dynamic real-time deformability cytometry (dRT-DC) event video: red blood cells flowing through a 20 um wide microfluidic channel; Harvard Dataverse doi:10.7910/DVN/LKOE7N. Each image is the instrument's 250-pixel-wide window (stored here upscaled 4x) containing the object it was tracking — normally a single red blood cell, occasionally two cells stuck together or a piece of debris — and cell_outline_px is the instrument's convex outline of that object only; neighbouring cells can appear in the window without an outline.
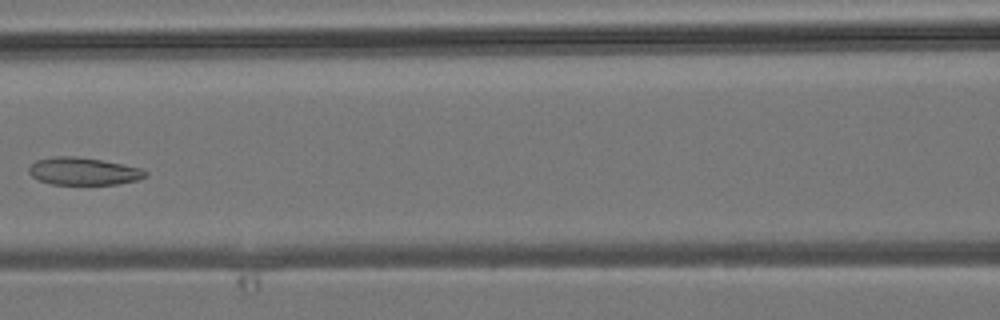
{"species": "common noctule bat (a hibernating species)", "species_latin": "Nyctalus noctula", "temperature_condition": "room temperature", "stored_images_in_passage": 6, "camera_frame_rate_fps": 3000, "um_per_image_px": 0.085, "animal": {"sex": "male", "body_mass_g": 19.2, "forearm_length_mm": 51.8}, "frame": {"image": 1, "passage_image": 6, "time_ms": 5.667, "image_size_px": [1000, 320], "cell_outline_px": [[148, 172], [140, 180], [116, 184], [52, 184], [40, 180], [32, 176], [28, 172], [28, 168], [36, 160], [52, 156], [76, 156], [100, 160], [140, 168]], "centroid_in_image_um": [7.06, 14.55], "position_along_channel_um": 159.5, "area_um2": 18.5}}